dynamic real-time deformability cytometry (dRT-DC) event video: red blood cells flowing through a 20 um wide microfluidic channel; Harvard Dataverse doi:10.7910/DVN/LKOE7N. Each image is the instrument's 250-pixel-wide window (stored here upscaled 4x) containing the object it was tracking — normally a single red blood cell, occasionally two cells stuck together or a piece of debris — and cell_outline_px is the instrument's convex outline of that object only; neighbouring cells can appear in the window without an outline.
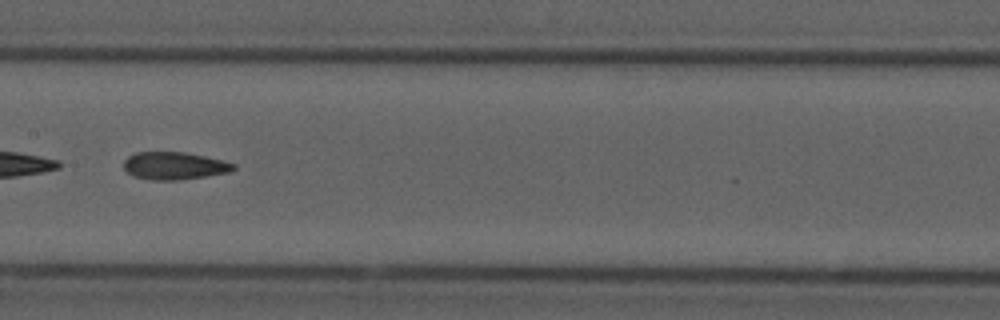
{"species": "common noctule bat (a hibernating species)", "species_latin": "Nyctalus noctula", "temperature_condition": "cold", "stored_images_in_passage": 9, "camera_frame_rate_fps": 3000, "um_per_image_px": 0.085, "animal": {"sex": "male", "forearm_length_mm": 52.5}, "frame": {"image": 1, "passage_image": 6, "time_ms": 1.667, "image_size_px": [1000, 320], "cell_outline_px": [[236, 168], [232, 172], [180, 180], [152, 180], [132, 176], [124, 168], [124, 160], [128, 156], [136, 152], [184, 152], [204, 156], [236, 164]], "centroid_in_image_um": [14.82, 14.1], "position_along_channel_um": 192.6, "area_um2": 17.69}}
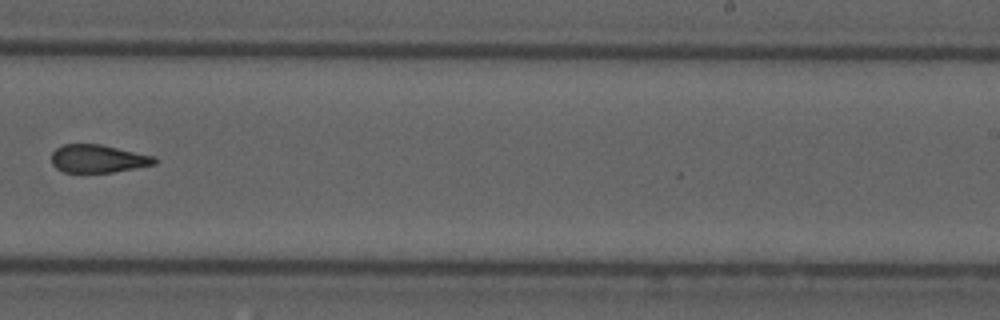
{"frame": {"image": 2, "passage_image": 8, "time_ms": 2.333, "image_size_px": [1000, 320], "cell_outline_px": [[160, 160], [156, 164], [112, 172], [64, 172], [56, 168], [52, 164], [52, 152], [56, 148], [64, 144], [100, 144], [156, 156]], "centroid_in_image_um": [8.36, 13.48], "position_along_channel_um": 280.6, "area_um2": 16.88}}
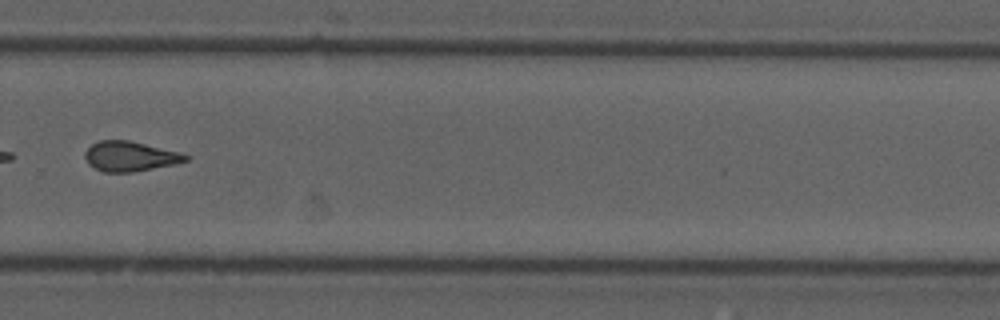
{"frame": {"image": 3, "passage_image": 9, "time_ms": 2.667, "image_size_px": [1000, 320], "cell_outline_px": [[188, 160], [176, 164], [136, 172], [104, 172], [88, 164], [84, 156], [84, 152], [92, 144], [100, 140], [128, 140], [180, 152], [188, 156]], "centroid_in_image_um": [11.05, 13.29], "position_along_channel_um": 318.8, "area_um2": 17.57}}